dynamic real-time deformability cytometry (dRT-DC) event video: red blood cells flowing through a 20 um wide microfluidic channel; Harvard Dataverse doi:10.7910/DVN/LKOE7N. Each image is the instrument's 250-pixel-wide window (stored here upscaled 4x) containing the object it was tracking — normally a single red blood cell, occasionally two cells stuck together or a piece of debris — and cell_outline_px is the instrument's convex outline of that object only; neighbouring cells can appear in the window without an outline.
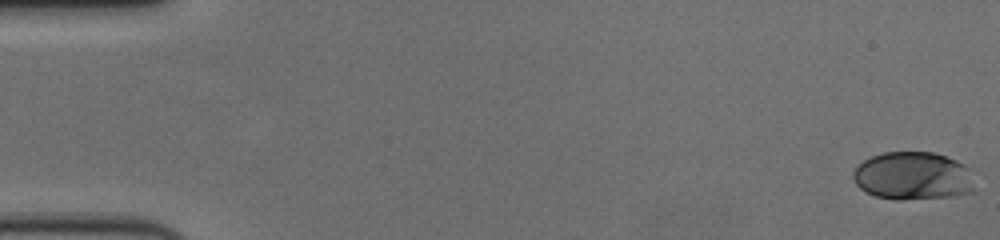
{"species": "human", "species_latin": "Homo sapiens", "temperature_condition": "cold", "stored_images_in_passage": 58, "camera_frame_rate_fps": 3000, "um_per_image_px": 0.085, "donor": {"sex": "female"}, "frame": {"image": 1, "passage_image": 1, "time_ms": 0.0, "image_size_px": [1000, 240], "cell_outline_px": [[972, 192], [952, 196], [900, 200], [896, 200], [876, 196], [864, 192], [856, 184], [852, 176], [852, 172], [864, 160], [872, 156], [884, 152], [932, 152], [956, 160], [964, 164], [968, 168], [972, 188]], "centroid_in_image_um": [77.54, 14.96], "position_along_channel_um": 7.5, "area_um2": 33.76}}
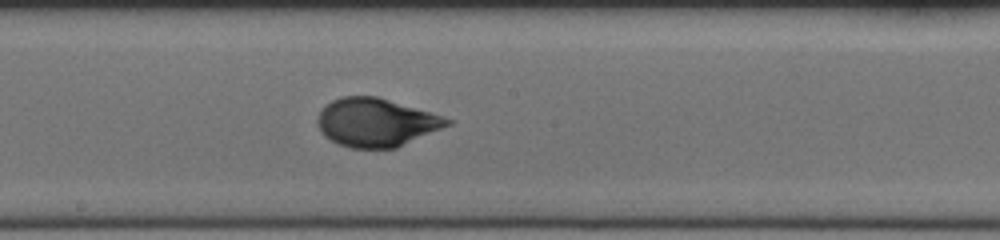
{"frame": {"image": 2, "passage_image": 32, "time_ms": 10.333, "image_size_px": [1000, 240], "cell_outline_px": [[452, 124], [396, 148], [348, 148], [324, 136], [320, 132], [316, 124], [316, 120], [320, 112], [332, 100], [340, 96], [376, 96], [428, 112], [452, 120]], "centroid_in_image_um": [31.93, 10.42], "position_along_channel_um": 216.3, "area_um2": 36.18}}
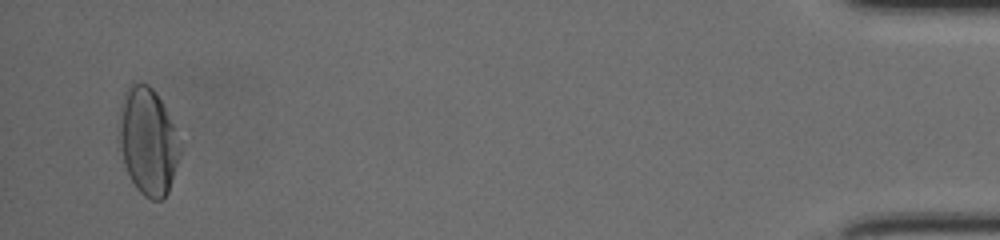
{"frame": {"image": 3, "passage_image": 56, "time_ms": 18.333, "image_size_px": [1000, 240], "cell_outline_px": [[180, 152], [168, 192], [164, 200], [152, 200], [144, 196], [136, 188], [128, 176], [124, 164], [120, 148], [120, 108], [124, 92], [128, 84], [132, 80], [148, 84], [152, 88], [160, 100], [172, 124], [180, 144]], "centroid_in_image_um": [12.54, 12.01], "position_along_channel_um": 422.7, "area_um2": 37.74}, "authors_computed_cell_mechanics": {"area_um2": 35.2291, "velocity_mm_per_s": 3.6098, "shape_relaxation_time_tau1_ms": 4.6043, "shape_relaxation_time_tau2_ms": null, "deformation_change_tau1": 0.1837, "deformation_change_tau2": null}}